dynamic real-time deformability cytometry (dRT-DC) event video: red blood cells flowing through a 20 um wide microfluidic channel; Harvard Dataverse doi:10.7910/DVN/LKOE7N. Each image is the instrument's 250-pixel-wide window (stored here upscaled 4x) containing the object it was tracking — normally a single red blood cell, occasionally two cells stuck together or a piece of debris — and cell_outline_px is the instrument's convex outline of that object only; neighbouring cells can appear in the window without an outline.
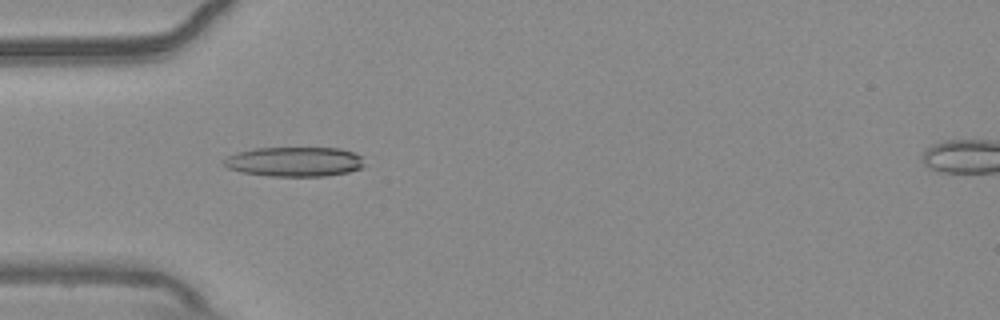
{"species": "common noctule bat (a hibernating species)", "species_latin": "Nyctalus noctula", "temperature_condition": "warm", "stored_images_in_passage": 34, "camera_frame_rate_fps": 3000, "um_per_image_px": 0.085, "animal": {"sex": "male", "body_mass_g": 20.4}, "frame": {"image": 1, "passage_image": 1, "time_ms": 0.0, "image_size_px": [1000, 320], "cell_outline_px": [[364, 164], [360, 168], [348, 172], [324, 176], [268, 176], [240, 172], [228, 168], [220, 160], [228, 156], [240, 152], [256, 148], [340, 148], [356, 152], [364, 156]], "centroid_in_image_um": [25.06, 13.74], "position_along_channel_um": 59.9, "area_um2": 24.45}}
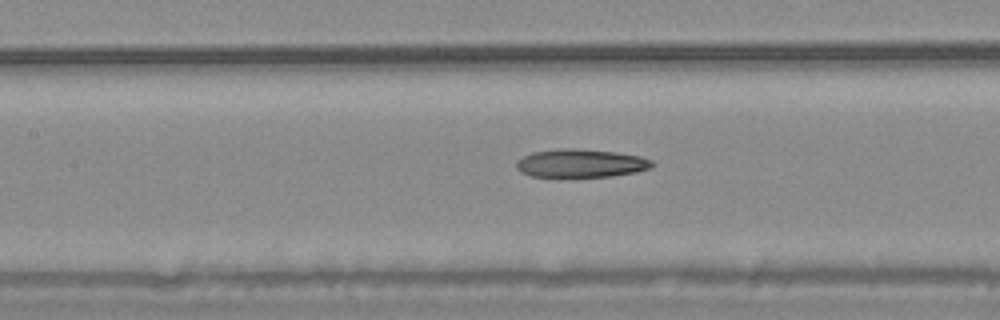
{"frame": {"image": 2, "passage_image": 9, "time_ms": 2.667, "image_size_px": [1000, 320], "cell_outline_px": [[656, 164], [648, 168], [636, 172], [612, 176], [532, 176], [520, 172], [516, 168], [516, 164], [524, 156], [532, 152], [560, 148], [576, 148], [616, 152], [640, 156], [652, 160]], "centroid_in_image_um": [49.39, 13.86], "position_along_channel_um": 158.0, "area_um2": 22.2}}
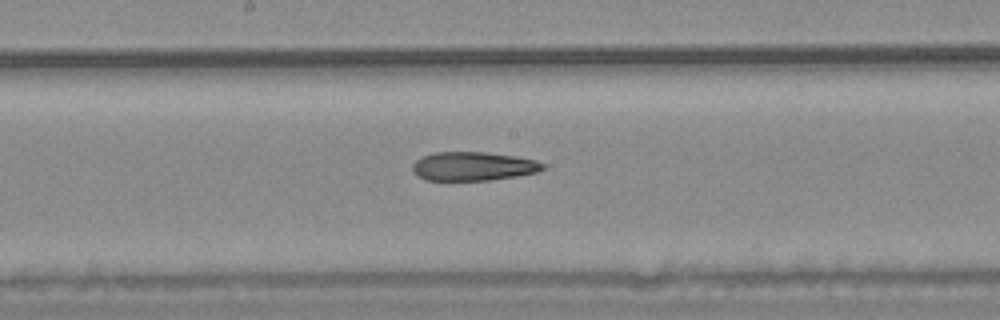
{"frame": {"image": 3, "passage_image": 13, "time_ms": 4.0, "image_size_px": [1000, 320], "cell_outline_px": [[548, 168], [536, 172], [516, 176], [488, 180], [424, 180], [416, 176], [412, 172], [412, 164], [416, 160], [432, 152], [488, 152], [516, 156], [536, 160], [544, 164]], "centroid_in_image_um": [40.21, 14.13], "position_along_channel_um": 208.0, "area_um2": 22.08}, "authors_computed_cell_mechanics": {"area_um2": 22.7732, "velocity_mm_per_s": 3.7608, "shape_relaxation_time_tau1_ms": null, "shape_relaxation_time_tau2_ms": 6.0066, "deformation_change_tau1": null, "deformation_change_tau2": 0.1799}}